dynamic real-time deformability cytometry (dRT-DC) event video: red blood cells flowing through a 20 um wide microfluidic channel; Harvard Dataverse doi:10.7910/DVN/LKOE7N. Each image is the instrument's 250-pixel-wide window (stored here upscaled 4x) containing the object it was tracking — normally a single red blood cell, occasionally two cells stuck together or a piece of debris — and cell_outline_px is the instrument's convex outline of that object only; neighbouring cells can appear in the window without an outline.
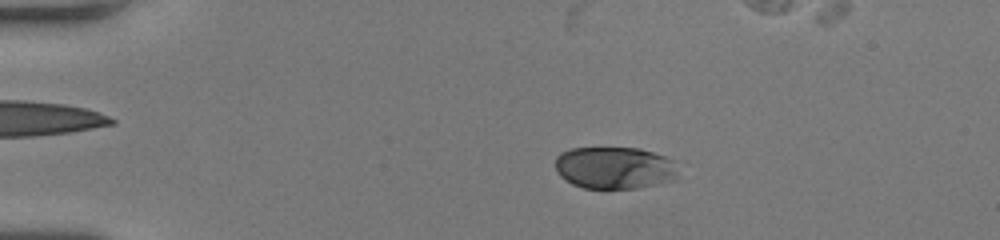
{"species": "human", "species_latin": "Homo sapiens", "temperature_condition": "room temperature", "stored_images_in_passage": 47, "camera_frame_rate_fps": 3000, "um_per_image_px": 0.085, "donor": {"sex": "female"}, "frame": {"image": 1, "passage_image": 12, "time_ms": 3.667, "image_size_px": [1000, 240], "cell_outline_px": [[676, 180], [640, 188], [584, 188], [572, 184], [560, 176], [556, 172], [556, 156], [560, 152], [572, 148], [640, 148], [664, 156], [672, 160], [676, 172]], "centroid_in_image_um": [52.21, 14.27], "position_along_channel_um": 32.8, "area_um2": 30.23}}
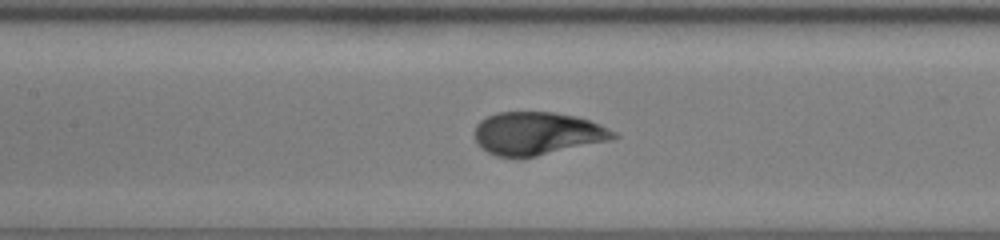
{"frame": {"image": 2, "passage_image": 27, "time_ms": 8.667, "image_size_px": [1000, 240], "cell_outline_px": [[620, 136], [608, 140], [536, 156], [496, 156], [488, 152], [476, 140], [476, 124], [480, 120], [496, 112], [556, 112], [576, 116], [600, 124], [616, 132]], "centroid_in_image_um": [45.68, 11.32], "position_along_channel_um": 161.7, "area_um2": 34.16}}
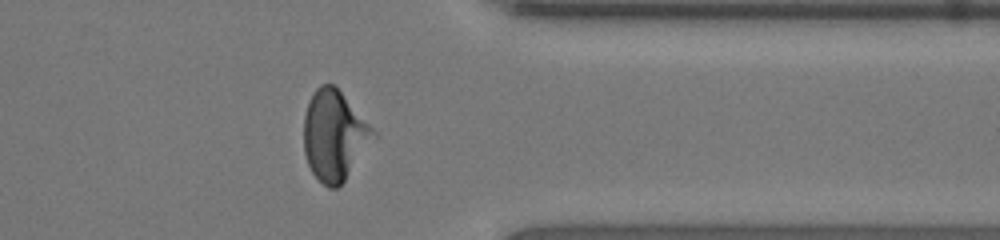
{"frame": {"image": 3, "passage_image": 44, "time_ms": 14.333, "image_size_px": [1000, 240], "cell_outline_px": [[380, 136], [344, 180], [336, 188], [328, 188], [312, 172], [308, 164], [304, 152], [304, 116], [308, 104], [316, 88], [320, 84], [332, 84], [340, 92]], "centroid_in_image_um": [28.45, 11.55], "position_along_channel_um": 383.0, "area_um2": 36.3}}